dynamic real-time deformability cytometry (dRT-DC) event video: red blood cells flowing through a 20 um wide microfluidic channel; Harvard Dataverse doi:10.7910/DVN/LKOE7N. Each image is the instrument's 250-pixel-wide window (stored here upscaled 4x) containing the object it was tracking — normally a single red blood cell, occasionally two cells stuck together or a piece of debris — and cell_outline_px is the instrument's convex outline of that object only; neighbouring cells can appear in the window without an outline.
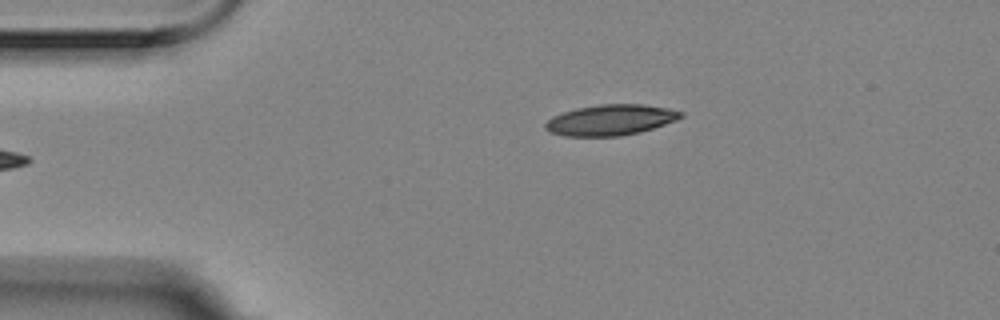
{"species": "Egyptian fruit bat (a non-hibernating species)", "species_latin": "Rousettus aegyptiacus", "temperature_condition": "room temperature", "stored_images_in_passage": 5, "camera_frame_rate_fps": 3000, "um_per_image_px": 0.085, "animal": {"sex": "female"}, "frame": {"image": 1, "passage_image": 5, "time_ms": 1.333, "image_size_px": [1000, 320], "cell_outline_px": [[684, 116], [676, 120], [640, 132], [620, 136], [564, 136], [548, 132], [544, 128], [544, 124], [552, 116], [576, 108], [600, 104], [644, 104], [684, 112]], "centroid_in_image_um": [51.86, 10.2], "position_along_channel_um": 33.1, "area_um2": 24.22}}